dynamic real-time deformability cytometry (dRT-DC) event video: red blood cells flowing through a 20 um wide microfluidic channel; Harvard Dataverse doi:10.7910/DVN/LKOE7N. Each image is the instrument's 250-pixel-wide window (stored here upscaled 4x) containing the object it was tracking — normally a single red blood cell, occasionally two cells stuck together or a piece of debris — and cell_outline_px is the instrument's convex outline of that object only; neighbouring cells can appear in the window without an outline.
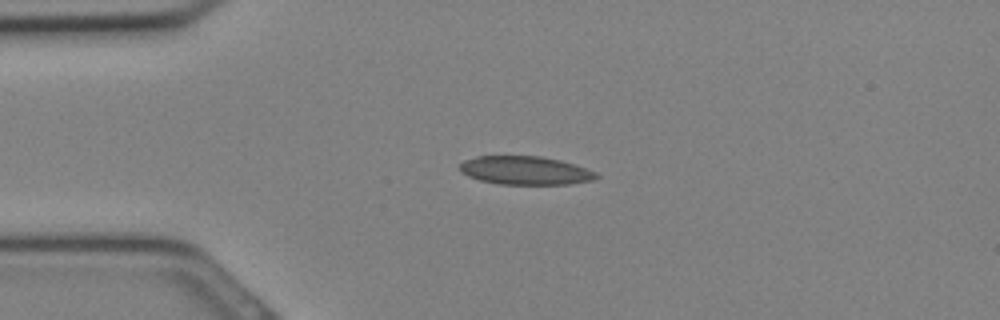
{"species": "Egyptian fruit bat (a non-hibernating species)", "species_latin": "Rousettus aegyptiacus", "temperature_condition": "cold", "stored_images_in_passage": 26, "camera_frame_rate_fps": 3000, "um_per_image_px": 0.085, "animal": {"sex": "female"}, "frame": {"image": 1, "passage_image": 2, "time_ms": 0.333, "image_size_px": [1000, 320], "cell_outline_px": [[600, 176], [592, 180], [568, 184], [500, 184], [480, 180], [468, 176], [460, 168], [460, 164], [464, 160], [476, 156], [540, 156], [560, 160], [596, 172]], "centroid_in_image_um": [44.64, 14.49], "position_along_channel_um": 40.4, "area_um2": 22.37}}
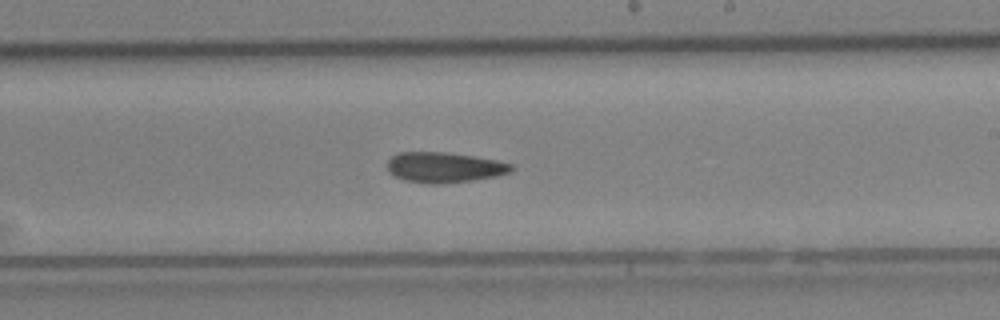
{"frame": {"image": 2, "passage_image": 13, "time_ms": 4.0, "image_size_px": [1000, 320], "cell_outline_px": [[516, 168], [512, 172], [472, 180], [436, 184], [428, 184], [404, 180], [388, 172], [388, 160], [396, 152], [444, 152], [476, 156], [496, 160], [512, 164]], "centroid_in_image_um": [37.76, 14.21], "position_along_channel_um": 251.2, "area_um2": 21.96}}
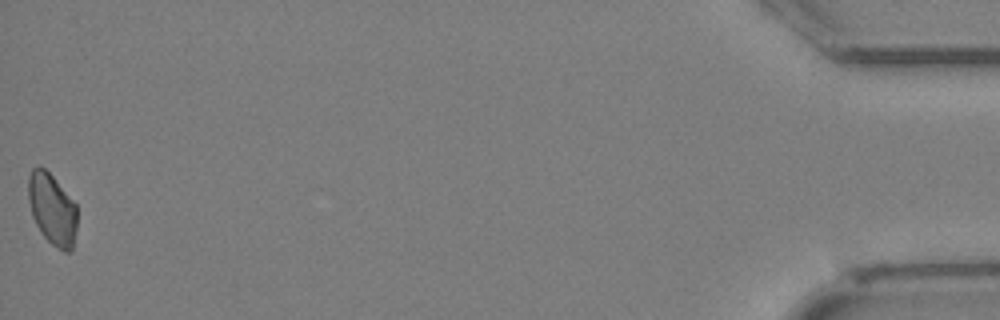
{"frame": {"image": 3, "passage_image": 26, "time_ms": 8.333, "image_size_px": [1000, 320], "cell_outline_px": [[76, 228], [72, 252], [64, 252], [52, 244], [44, 236], [36, 224], [32, 216], [28, 200], [28, 176], [32, 168], [40, 164], [52, 176], [76, 204]], "centroid_in_image_um": [4.42, 17.77], "position_along_channel_um": 430.8, "area_um2": 20.29}}